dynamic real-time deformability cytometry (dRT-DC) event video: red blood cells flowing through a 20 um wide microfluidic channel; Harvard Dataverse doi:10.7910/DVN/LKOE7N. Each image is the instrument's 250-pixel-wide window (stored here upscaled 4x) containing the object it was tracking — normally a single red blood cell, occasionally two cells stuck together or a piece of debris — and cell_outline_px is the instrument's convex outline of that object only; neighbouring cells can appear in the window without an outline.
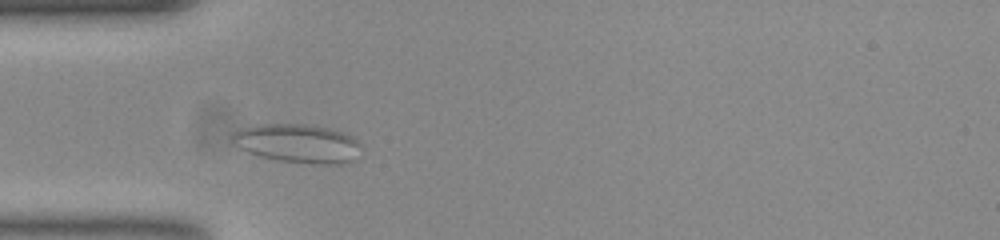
{"species": "common noctule bat (a hibernating species)", "species_latin": "Nyctalus noctula", "temperature_condition": "room temperature", "stored_images_in_passage": 44, "camera_frame_rate_fps": 3000, "um_per_image_px": 0.085, "animal": {"sex": "female", "body_mass_g": 23.0, "forearm_length_mm": 53.4}, "frame": {"image": 1, "passage_image": 4, "time_ms": 1.0, "image_size_px": [1000, 240], "cell_outline_px": [[360, 144], [352, 160], [348, 164], [312, 164], [280, 160], [260, 156], [248, 152], [240, 148], [232, 140], [232, 132], [252, 124], [304, 124], [328, 128], [352, 136]], "centroid_in_image_um": [25.26, 12.18], "position_along_channel_um": 59.7, "area_um2": 28.84}}
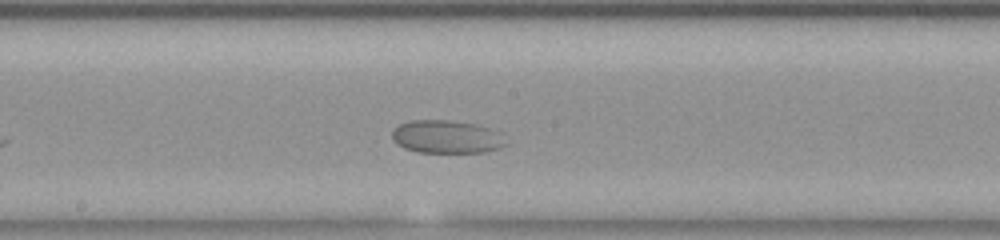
{"frame": {"image": 2, "passage_image": 17, "time_ms": 5.333, "image_size_px": [1000, 240], "cell_outline_px": [[508, 144], [500, 148], [484, 152], [416, 152], [404, 148], [396, 144], [392, 140], [392, 128], [400, 124], [412, 120], [448, 120], [480, 124], [504, 132]], "centroid_in_image_um": [38.02, 11.62], "position_along_channel_um": 210.2, "area_um2": 22.54}}
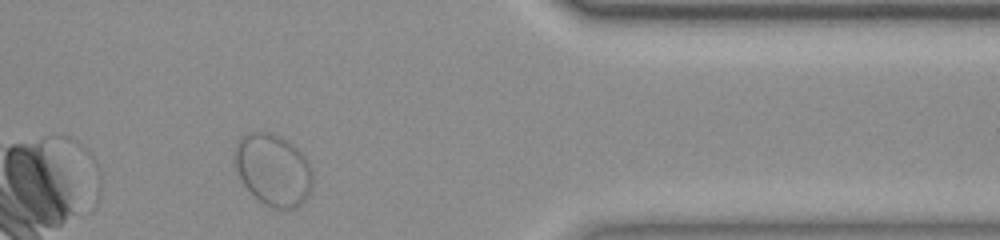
{"frame": {"image": 3, "passage_image": 34, "time_ms": 11.0, "image_size_px": [1000, 240], "cell_outline_px": [[312, 188], [308, 196], [296, 208], [272, 208], [264, 204], [244, 184], [236, 172], [236, 144], [240, 136], [248, 132], [272, 132], [280, 136], [292, 144], [304, 156], [312, 172]], "centroid_in_image_um": [23.22, 14.42], "position_along_channel_um": 388.2, "area_um2": 32.31}}